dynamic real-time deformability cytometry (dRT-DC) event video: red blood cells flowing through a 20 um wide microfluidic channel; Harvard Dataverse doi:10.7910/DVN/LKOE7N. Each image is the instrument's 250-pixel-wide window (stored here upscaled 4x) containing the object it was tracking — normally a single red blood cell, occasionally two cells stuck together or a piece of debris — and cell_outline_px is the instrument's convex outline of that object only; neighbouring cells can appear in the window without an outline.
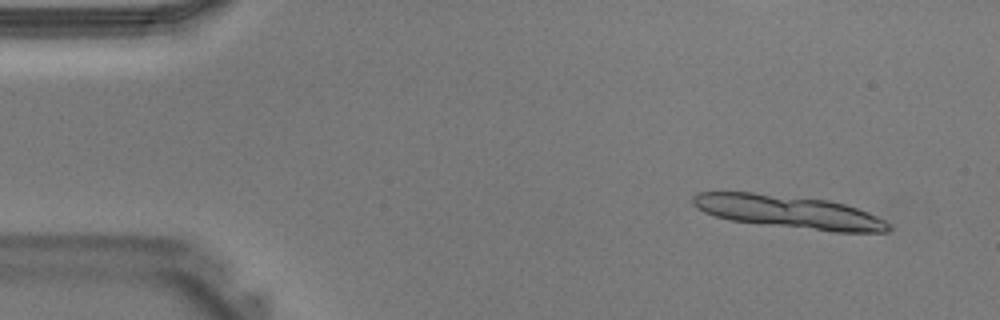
{"species": "Egyptian fruit bat (a non-hibernating species)", "species_latin": "Rousettus aegyptiacus", "temperature_condition": "warm", "stored_images_in_passage": 7, "camera_frame_rate_fps": 3000, "um_per_image_px": 0.085, "animal": {"sex": "male"}, "frame": {"image": 1, "passage_image": 1, "time_ms": 0.0, "image_size_px": [1000, 320], "cell_outline_px": [[892, 228], [888, 232], [836, 232], [732, 220], [716, 216], [704, 212], [696, 208], [692, 204], [692, 196], [696, 192], [752, 192], [828, 200], [844, 204], [868, 212], [892, 224]], "centroid_in_image_um": [67.06, 18.0], "position_along_channel_um": 17.9, "area_um2": 37.34}}